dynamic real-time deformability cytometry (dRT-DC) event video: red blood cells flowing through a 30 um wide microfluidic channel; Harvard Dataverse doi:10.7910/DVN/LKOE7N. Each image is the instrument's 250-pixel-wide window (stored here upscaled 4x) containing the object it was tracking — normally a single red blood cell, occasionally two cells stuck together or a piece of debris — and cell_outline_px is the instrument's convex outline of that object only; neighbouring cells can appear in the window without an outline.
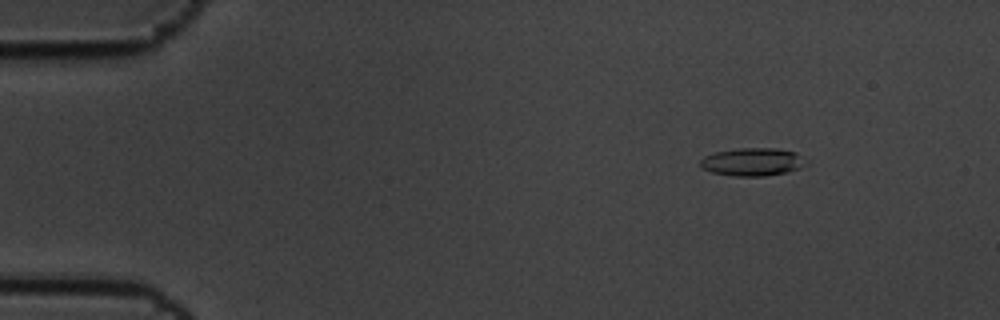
{"species": "common noctule bat (a hibernating species)", "species_latin": "Nyctalus noctula", "temperature_condition": "cold", "stored_images_in_passage": 5, "camera_frame_rate_fps": 3000, "um_per_image_px": 0.085, "animal": {"sex": "male", "body_mass_g": 19.5, "forearm_length_mm": 54.6}, "frame": {"image": 1, "passage_image": 2, "time_ms": 0.333, "image_size_px": [1000, 320], "cell_outline_px": [[808, 164], [800, 168], [788, 172], [764, 176], [736, 176], [712, 172], [704, 168], [700, 164], [700, 160], [704, 156], [716, 152], [740, 148], [776, 148], [796, 152]], "centroid_in_image_um": [63.99, 13.76], "position_along_channel_um": 21.0, "area_um2": 17.11}}
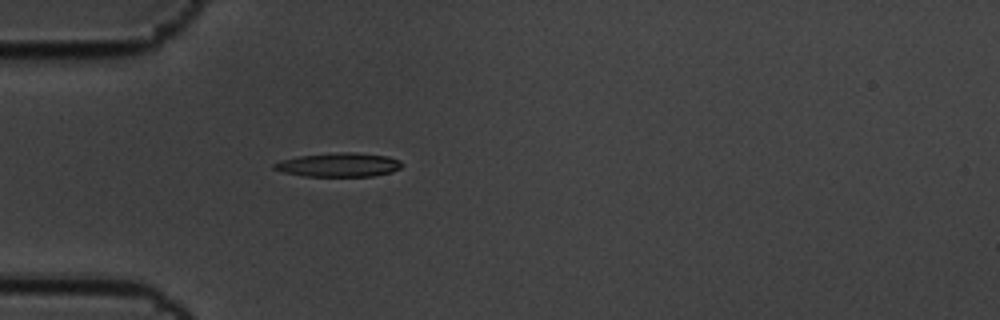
{"frame": {"image": 2, "passage_image": 5, "time_ms": 1.333, "image_size_px": [1000, 320], "cell_outline_px": [[404, 164], [400, 168], [392, 172], [372, 176], [304, 176], [284, 172], [272, 168], [272, 164], [280, 160], [300, 156], [340, 152], [356, 152], [388, 156], [400, 160]], "centroid_in_image_um": [28.82, 14.0], "position_along_channel_um": 56.2, "area_um2": 17.86}}